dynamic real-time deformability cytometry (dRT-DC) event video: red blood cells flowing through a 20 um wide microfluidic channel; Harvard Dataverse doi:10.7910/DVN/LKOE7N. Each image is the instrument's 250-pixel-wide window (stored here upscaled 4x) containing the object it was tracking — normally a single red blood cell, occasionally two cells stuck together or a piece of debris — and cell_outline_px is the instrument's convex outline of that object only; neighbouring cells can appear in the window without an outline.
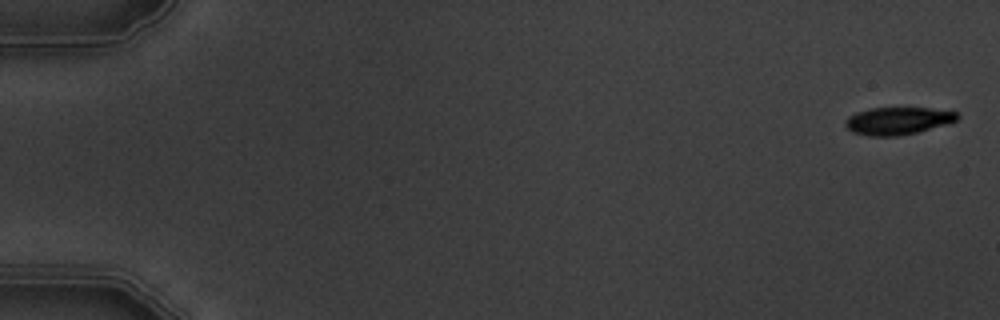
{"species": "common noctule bat (a hibernating species)", "species_latin": "Nyctalus noctula", "temperature_condition": "warm", "stored_images_in_passage": 3, "camera_frame_rate_fps": 3000, "um_per_image_px": 0.085, "animal": {"sex": "male", "body_mass_g": 19.5, "forearm_length_mm": 54.6}, "frame": {"image": 1, "passage_image": 1, "time_ms": 0.0, "image_size_px": [1000, 320], "cell_outline_px": [[960, 116], [956, 120], [948, 124], [916, 132], [896, 136], [868, 136], [852, 132], [844, 124], [844, 120], [848, 116], [856, 112], [872, 108], [928, 108], [956, 112]], "centroid_in_image_um": [76.28, 10.27], "position_along_channel_um": 8.7, "area_um2": 17.86}}